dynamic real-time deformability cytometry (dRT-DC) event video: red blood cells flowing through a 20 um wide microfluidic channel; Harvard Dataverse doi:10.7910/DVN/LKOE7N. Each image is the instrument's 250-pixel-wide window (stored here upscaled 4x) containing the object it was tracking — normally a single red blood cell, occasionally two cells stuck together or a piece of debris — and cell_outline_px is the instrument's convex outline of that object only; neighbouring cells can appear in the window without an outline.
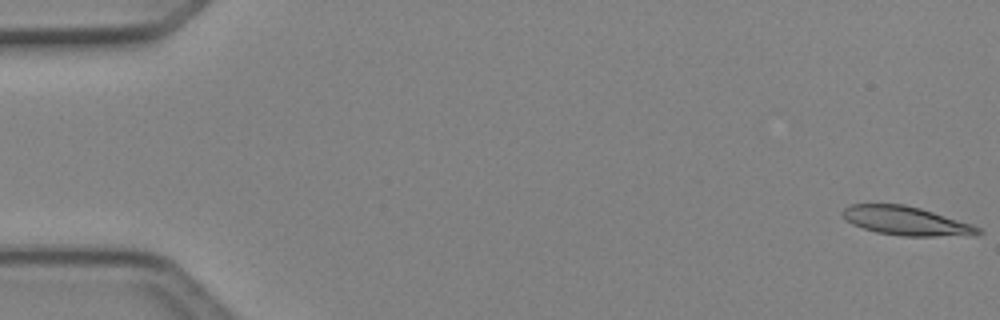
{"species": "Egyptian fruit bat (a non-hibernating species)", "species_latin": "Rousettus aegyptiacus", "temperature_condition": "cold", "stored_images_in_passage": 5, "camera_frame_rate_fps": 3000, "um_per_image_px": 0.085, "animal": {"sex": "female"}, "frame": {"image": 1, "passage_image": 1, "time_ms": 0.0, "image_size_px": [1000, 320], "cell_outline_px": [[984, 232], [976, 236], [900, 236], [876, 232], [852, 224], [840, 212], [844, 208], [852, 204], [904, 204], [920, 208], [972, 224], [980, 228]], "centroid_in_image_um": [77.08, 18.79], "position_along_channel_um": 7.9, "area_um2": 22.83}}
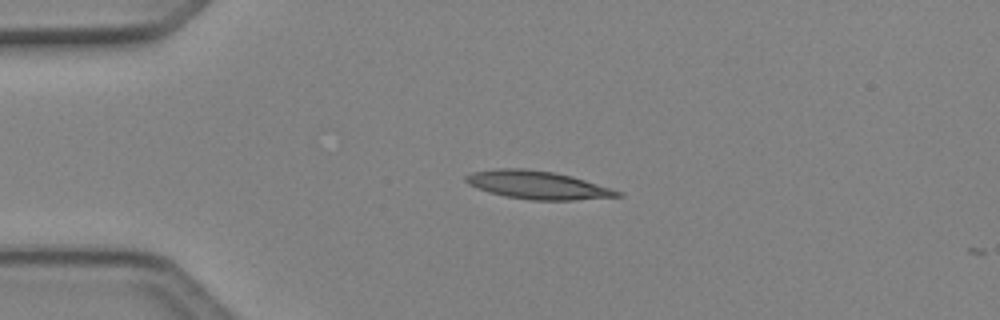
{"frame": {"image": 2, "passage_image": 4, "time_ms": 1.0, "image_size_px": [1000, 320], "cell_outline_px": [[624, 196], [576, 200], [532, 200], [504, 196], [488, 192], [476, 188], [468, 184], [464, 180], [464, 176], [472, 172], [500, 168], [524, 168], [552, 172], [572, 176], [612, 188], [624, 192]], "centroid_in_image_um": [45.71, 15.73], "position_along_channel_um": 39.3, "area_um2": 25.03}}